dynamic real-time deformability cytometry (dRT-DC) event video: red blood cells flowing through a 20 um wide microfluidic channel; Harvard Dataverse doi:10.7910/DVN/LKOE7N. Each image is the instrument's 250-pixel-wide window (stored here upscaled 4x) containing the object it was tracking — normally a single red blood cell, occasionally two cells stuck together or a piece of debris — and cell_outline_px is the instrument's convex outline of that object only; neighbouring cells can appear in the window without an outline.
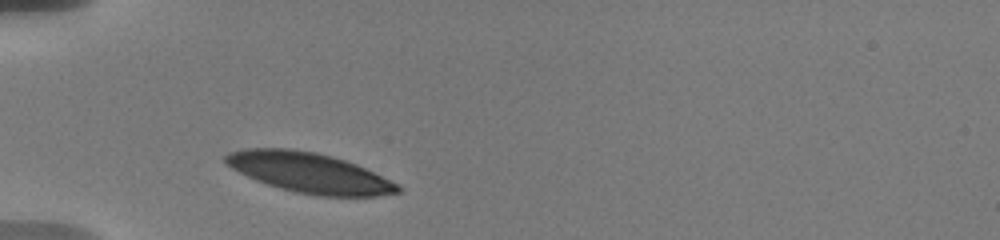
{"species": "human", "species_latin": "Homo sapiens", "temperature_condition": "warm", "stored_images_in_passage": 8, "camera_frame_rate_fps": 3000, "um_per_image_px": 0.085, "donor": {"sex": "male"}, "frame": {"image": 1, "passage_image": 1, "time_ms": 0.0, "image_size_px": [1000, 240], "cell_outline_px": [[400, 192], [380, 196], [316, 196], [296, 192], [280, 188], [256, 180], [232, 168], [224, 160], [224, 156], [228, 152], [244, 148], [288, 148], [316, 152], [332, 156], [356, 164], [400, 184]], "centroid_in_image_um": [26.3, 14.68], "position_along_channel_um": 58.7, "area_um2": 40.17}}
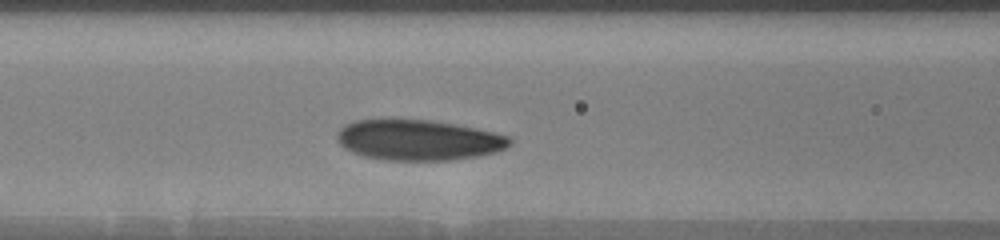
{"frame": {"image": 2, "passage_image": 6, "time_ms": 2.333, "image_size_px": [1000, 240], "cell_outline_px": [[512, 144], [496, 152], [480, 156], [448, 160], [384, 160], [364, 156], [352, 152], [344, 148], [336, 140], [336, 132], [344, 124], [356, 120], [432, 120], [476, 128], [508, 136], [512, 140]], "centroid_in_image_um": [35.54, 11.91], "position_along_channel_um": 131.1, "area_um2": 40.81}}
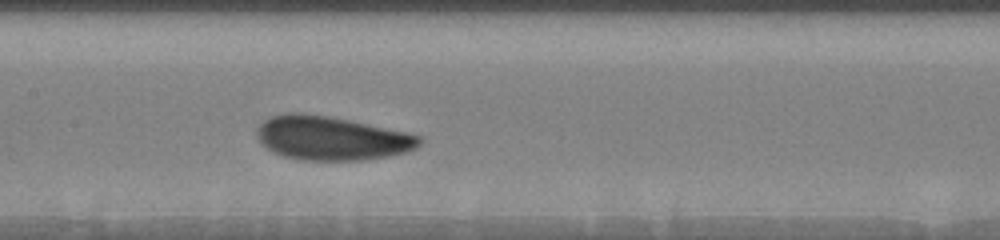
{"frame": {"image": 3, "passage_image": 8, "time_ms": 3.667, "image_size_px": [1000, 240], "cell_outline_px": [[424, 140], [416, 148], [408, 152], [388, 156], [364, 160], [300, 160], [284, 156], [268, 148], [260, 140], [256, 132], [256, 128], [268, 116], [288, 112], [304, 112], [328, 116], [408, 132], [424, 136]], "centroid_in_image_um": [28.21, 11.73], "position_along_channel_um": 179.2, "area_um2": 41.79}}